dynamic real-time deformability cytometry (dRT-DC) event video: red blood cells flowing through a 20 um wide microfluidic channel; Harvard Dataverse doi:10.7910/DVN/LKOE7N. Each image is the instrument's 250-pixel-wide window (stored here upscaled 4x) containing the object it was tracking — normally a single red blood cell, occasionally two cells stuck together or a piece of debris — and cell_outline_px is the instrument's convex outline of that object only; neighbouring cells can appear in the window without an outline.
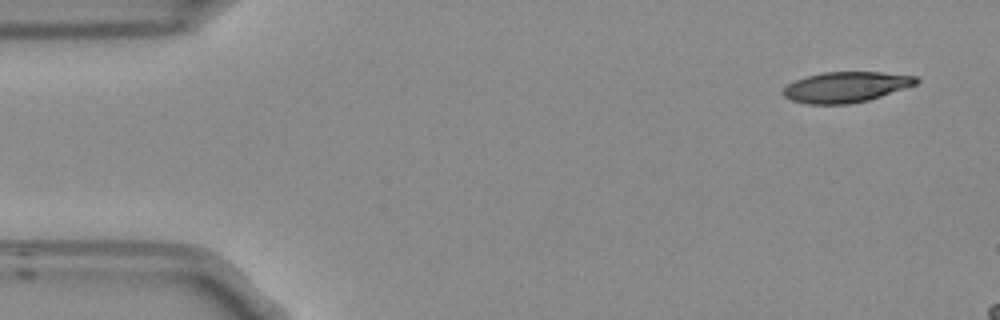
{"species": "Egyptian fruit bat (a non-hibernating species)", "species_latin": "Rousettus aegyptiacus", "temperature_condition": "room temperature", "stored_images_in_passage": 9, "camera_frame_rate_fps": 3000, "um_per_image_px": 0.085, "frame": {"image": 1, "passage_image": 1, "time_ms": 0.0, "image_size_px": [1000, 320], "cell_outline_px": [[920, 80], [916, 84], [868, 100], [848, 104], [808, 104], [792, 100], [784, 96], [784, 88], [788, 84], [796, 80], [808, 76], [824, 72], [880, 72], [916, 76]], "centroid_in_image_um": [71.91, 7.4], "position_along_channel_um": 13.1, "area_um2": 23.35}}